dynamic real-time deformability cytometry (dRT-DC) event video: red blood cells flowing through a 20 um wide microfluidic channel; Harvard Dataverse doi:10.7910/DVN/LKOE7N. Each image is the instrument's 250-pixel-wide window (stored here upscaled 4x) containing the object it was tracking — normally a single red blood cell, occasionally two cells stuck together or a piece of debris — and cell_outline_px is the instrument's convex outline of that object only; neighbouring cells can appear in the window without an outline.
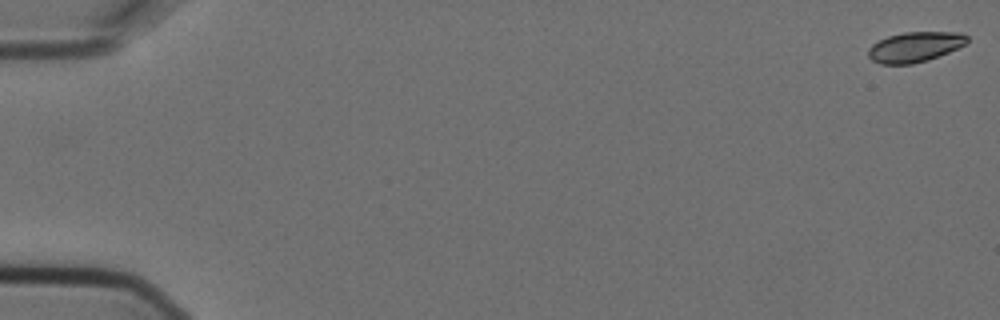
{"species": "Egyptian fruit bat (a non-hibernating species)", "species_latin": "Rousettus aegyptiacus", "temperature_condition": "cold", "stored_images_in_passage": 6, "camera_frame_rate_fps": 3000, "um_per_image_px": 0.085, "animal": {"sex": "female"}, "frame": {"image": 1, "passage_image": 1, "time_ms": 0.0, "image_size_px": [1000, 320], "cell_outline_px": [[968, 40], [964, 44], [948, 52], [928, 60], [912, 64], [880, 64], [872, 60], [868, 56], [868, 48], [872, 44], [888, 36], [904, 32], [960, 32], [968, 36]], "centroid_in_image_um": [77.74, 3.99], "position_along_channel_um": 7.3, "area_um2": 17.28}}
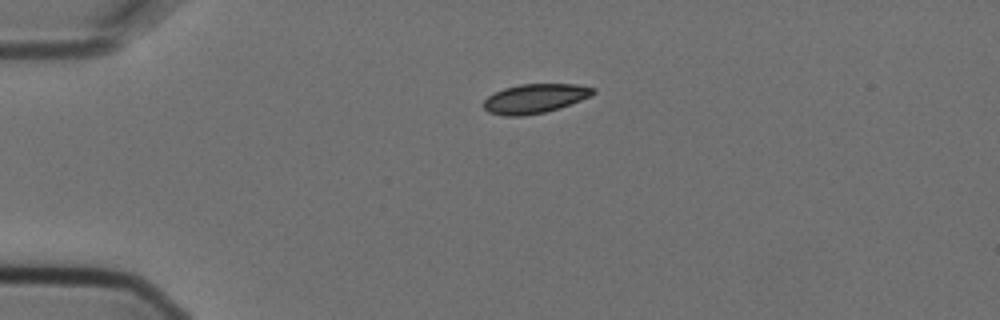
{"frame": {"image": 2, "passage_image": 4, "time_ms": 1.0, "image_size_px": [1000, 320], "cell_outline_px": [[596, 92], [592, 96], [560, 108], [544, 112], [524, 116], [504, 116], [488, 112], [480, 104], [488, 96], [504, 88], [520, 84], [576, 84], [596, 88]], "centroid_in_image_um": [45.47, 8.38], "position_along_channel_um": 39.5, "area_um2": 18.9}}